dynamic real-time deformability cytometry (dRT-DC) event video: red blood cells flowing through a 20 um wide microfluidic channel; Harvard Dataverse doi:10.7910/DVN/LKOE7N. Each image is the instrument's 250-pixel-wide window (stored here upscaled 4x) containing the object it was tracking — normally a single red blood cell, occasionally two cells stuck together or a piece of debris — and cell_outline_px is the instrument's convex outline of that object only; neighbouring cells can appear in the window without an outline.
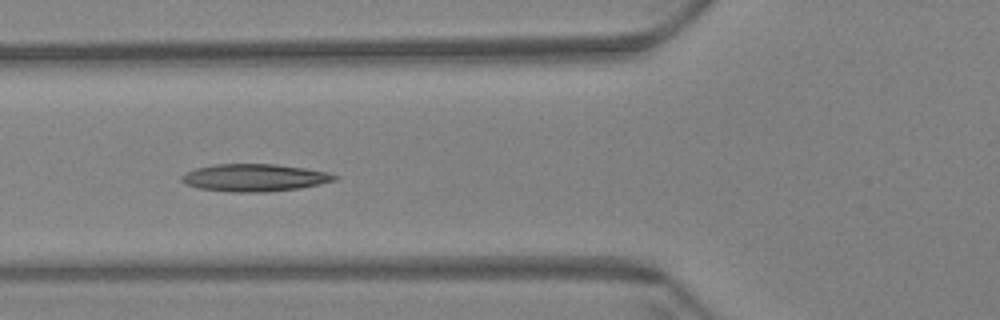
{"species": "Egyptian fruit bat (a non-hibernating species)", "species_latin": "Rousettus aegyptiacus", "temperature_condition": "warm", "stored_images_in_passage": 27, "camera_frame_rate_fps": 3000, "um_per_image_px": 0.085, "animal": {"sex": "female"}, "frame": {"image": 1, "passage_image": 8, "time_ms": 2.333, "image_size_px": [1000, 320], "cell_outline_px": [[340, 176], [336, 180], [320, 184], [300, 188], [264, 192], [232, 192], [200, 188], [184, 184], [180, 180], [180, 176], [196, 168], [212, 164], [276, 164], [304, 168], [328, 172]], "centroid_in_image_um": [21.64, 15.1], "position_along_channel_um": 104.2, "area_um2": 24.51}}